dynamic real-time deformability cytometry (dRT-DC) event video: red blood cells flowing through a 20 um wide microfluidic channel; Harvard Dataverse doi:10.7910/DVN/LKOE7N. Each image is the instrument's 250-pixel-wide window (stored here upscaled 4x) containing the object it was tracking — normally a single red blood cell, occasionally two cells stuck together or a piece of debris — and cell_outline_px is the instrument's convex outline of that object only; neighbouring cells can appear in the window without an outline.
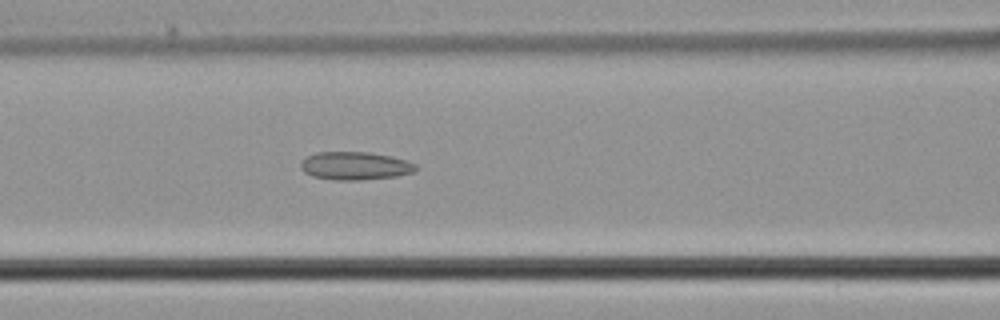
{"species": "common noctule bat (a hibernating species)", "species_latin": "Nyctalus noctula", "temperature_condition": "cold", "stored_images_in_passage": 38, "camera_frame_rate_fps": 3000, "um_per_image_px": 0.085, "animal": {"sex": "male", "body_mass_g": 21.5, "forearm_length_mm": 52.0}, "frame": {"image": 1, "passage_image": 9, "time_ms": 2.667, "image_size_px": [1000, 320], "cell_outline_px": [[416, 168], [412, 172], [396, 176], [360, 180], [332, 180], [312, 176], [304, 172], [300, 168], [300, 164], [308, 156], [316, 152], [368, 152], [388, 156], [404, 160], [416, 164]], "centroid_in_image_um": [30.13, 14.1], "position_along_channel_um": 136.5, "area_um2": 18.61}}
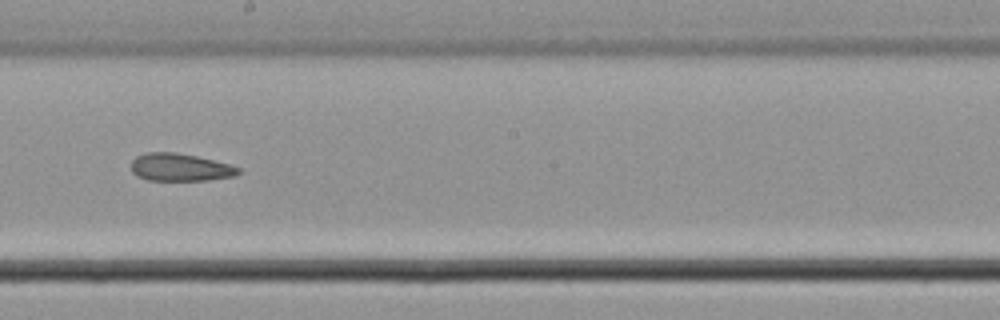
{"frame": {"image": 2, "passage_image": 16, "time_ms": 5.0, "image_size_px": [1000, 320], "cell_outline_px": [[240, 172], [236, 176], [208, 180], [148, 180], [136, 176], [132, 172], [132, 160], [136, 156], [144, 152], [176, 152], [196, 156], [228, 164], [240, 168]], "centroid_in_image_um": [15.29, 14.22], "position_along_channel_um": 232.9, "area_um2": 17.28}}
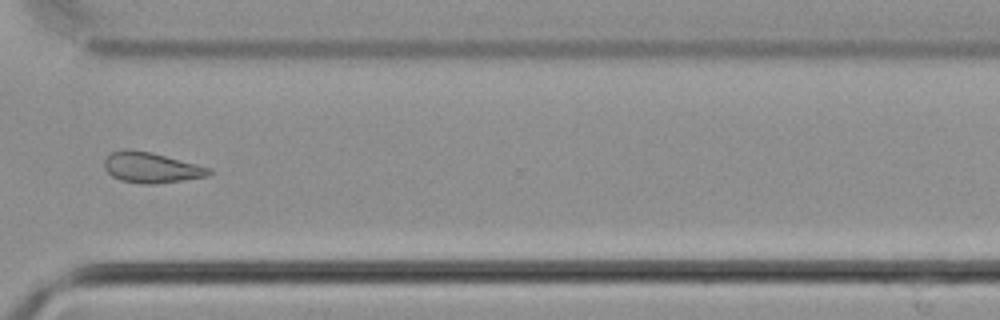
{"frame": {"image": 3, "passage_image": 25, "time_ms": 8.0, "image_size_px": [1000, 320], "cell_outline_px": [[212, 172], [208, 176], [152, 184], [144, 184], [120, 180], [112, 176], [104, 168], [104, 160], [112, 152], [124, 148], [128, 148], [152, 152], [212, 168]], "centroid_in_image_um": [12.84, 14.22], "position_along_channel_um": 357.8, "area_um2": 18.61}}